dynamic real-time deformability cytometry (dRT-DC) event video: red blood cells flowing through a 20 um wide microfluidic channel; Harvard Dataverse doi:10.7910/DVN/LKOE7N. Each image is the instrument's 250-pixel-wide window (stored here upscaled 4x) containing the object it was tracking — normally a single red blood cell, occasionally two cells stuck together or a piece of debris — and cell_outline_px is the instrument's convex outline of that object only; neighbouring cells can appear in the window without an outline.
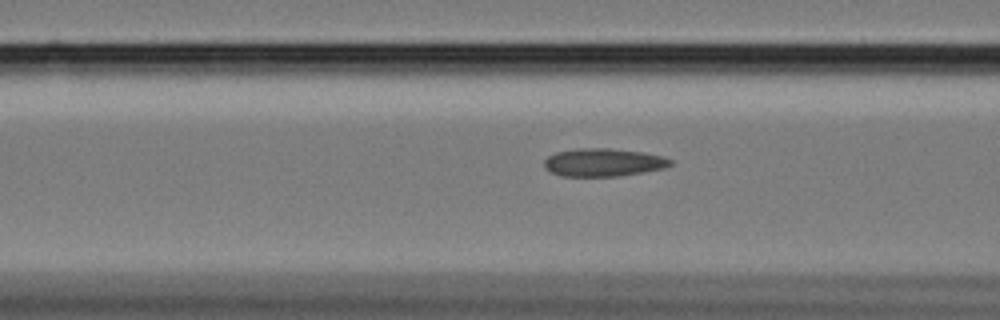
{"species": "Egyptian fruit bat (a non-hibernating species)", "species_latin": "Rousettus aegyptiacus", "temperature_condition": "cold", "stored_images_in_passage": 9, "camera_frame_rate_fps": 3000, "um_per_image_px": 0.085, "animal": {"sex": "female"}, "frame": {"image": 1, "passage_image": 6, "time_ms": 1.667, "image_size_px": [1000, 320], "cell_outline_px": [[672, 164], [664, 168], [616, 176], [560, 176], [544, 168], [544, 160], [548, 156], [556, 152], [580, 148], [608, 148], [640, 152], [664, 156], [672, 160]], "centroid_in_image_um": [51.25, 13.8], "position_along_channel_um": 115.3, "area_um2": 20.4}}